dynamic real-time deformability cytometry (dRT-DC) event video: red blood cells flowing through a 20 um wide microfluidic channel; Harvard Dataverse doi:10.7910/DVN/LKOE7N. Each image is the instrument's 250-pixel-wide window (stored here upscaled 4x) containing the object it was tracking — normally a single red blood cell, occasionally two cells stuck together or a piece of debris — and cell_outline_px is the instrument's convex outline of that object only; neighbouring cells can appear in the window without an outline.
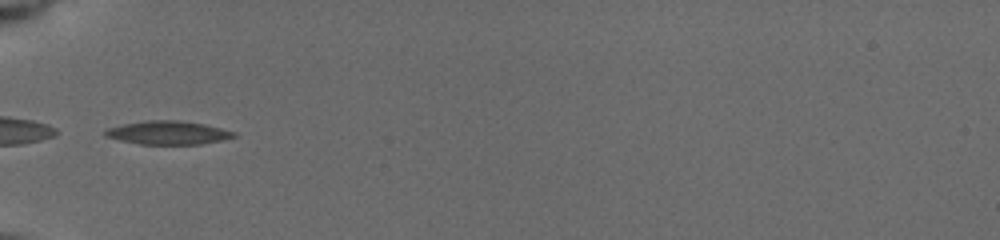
{"species": "common noctule bat (a hibernating species)", "species_latin": "Nyctalus noctula", "temperature_condition": "cold", "stored_images_in_passage": 19, "camera_frame_rate_fps": 3000, "um_per_image_px": 0.085, "animal": {"sex": "female", "body_mass_g": 19.5, "forearm_length_mm": 54.1}, "frame": {"image": 1, "passage_image": 1, "time_ms": 0.0, "image_size_px": [1000, 240], "cell_outline_px": [[236, 136], [220, 140], [200, 144], [140, 144], [120, 140], [104, 136], [104, 128], [144, 120], [176, 120], [204, 124], [236, 132]], "centroid_in_image_um": [14.22, 11.27], "position_along_channel_um": 70.8, "area_um2": 17.51}}
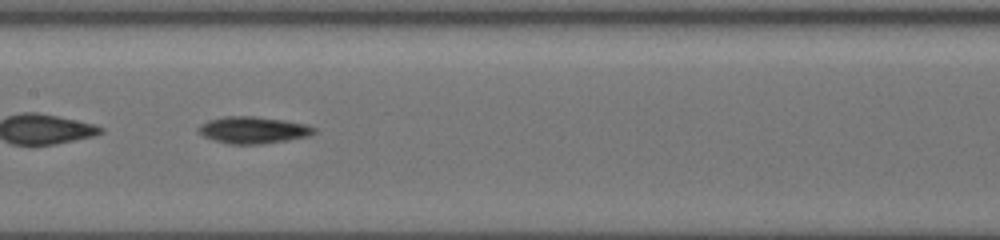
{"frame": {"image": 2, "passage_image": 4, "time_ms": 3.0, "image_size_px": [1000, 240], "cell_outline_px": [[316, 132], [308, 136], [288, 140], [264, 144], [228, 144], [204, 136], [200, 132], [200, 124], [208, 120], [224, 116], [252, 116], [284, 120], [308, 124], [316, 128]], "centroid_in_image_um": [21.57, 11.05], "position_along_channel_um": 185.8, "area_um2": 18.03}}
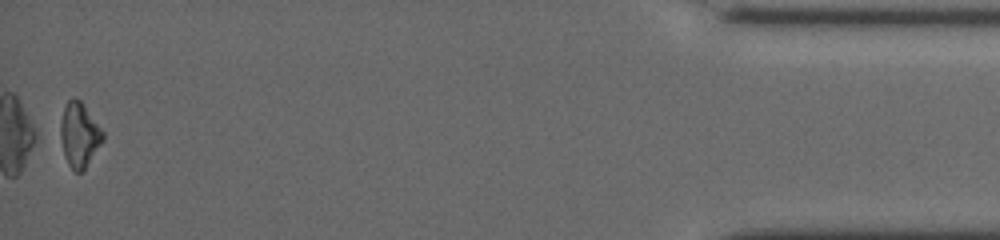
{"frame": {"image": 3, "passage_image": 19, "time_ms": 11.0, "image_size_px": [1000, 240], "cell_outline_px": [[104, 140], [84, 168], [80, 172], [76, 172], [68, 164], [64, 156], [60, 136], [60, 124], [64, 108], [68, 100], [72, 96], [80, 100], [84, 104], [104, 132]], "centroid_in_image_um": [6.74, 11.43], "position_along_channel_um": 428.5, "area_um2": 15.84}, "authors_computed_cell_mechanics": {"area_um2": 16.6464, "velocity_mm_per_s": 3.9395, "shape_relaxation_time_tau1_ms": 2.5686, "shape_relaxation_time_tau2_ms": null, "deformation_change_tau1": 0.0876, "deformation_change_tau2": null}}